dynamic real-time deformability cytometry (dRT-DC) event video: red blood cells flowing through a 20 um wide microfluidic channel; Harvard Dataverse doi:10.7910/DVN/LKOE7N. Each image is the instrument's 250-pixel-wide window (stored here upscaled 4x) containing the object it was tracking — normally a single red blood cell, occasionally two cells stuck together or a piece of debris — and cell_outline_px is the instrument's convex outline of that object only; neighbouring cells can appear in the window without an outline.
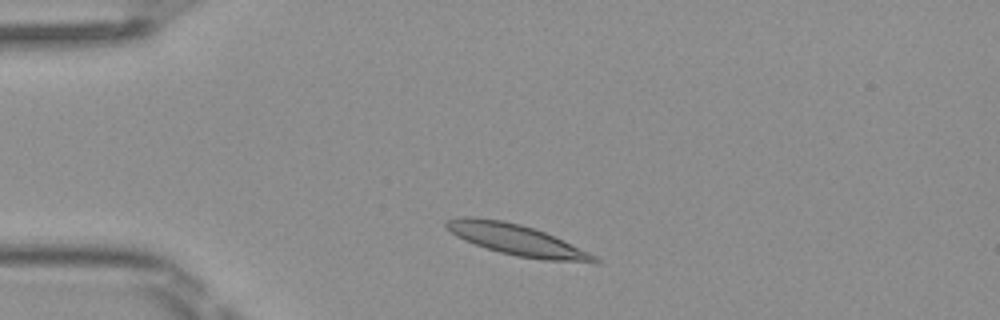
{"species": "Egyptian fruit bat (a non-hibernating species)", "species_latin": "Rousettus aegyptiacus", "temperature_condition": "room temperature", "stored_images_in_passage": 39, "camera_frame_rate_fps": 3000, "um_per_image_px": 0.085, "frame": {"image": 1, "passage_image": 1, "time_ms": 0.0, "image_size_px": [1000, 320], "cell_outline_px": [[600, 264], [596, 264], [544, 260], [516, 256], [500, 252], [464, 240], [456, 236], [444, 228], [444, 220], [460, 216], [472, 216], [504, 220], [520, 224], [544, 232], [588, 252], [596, 256], [600, 260]], "centroid_in_image_um": [43.89, 20.39], "position_along_channel_um": 41.1, "area_um2": 26.88}}
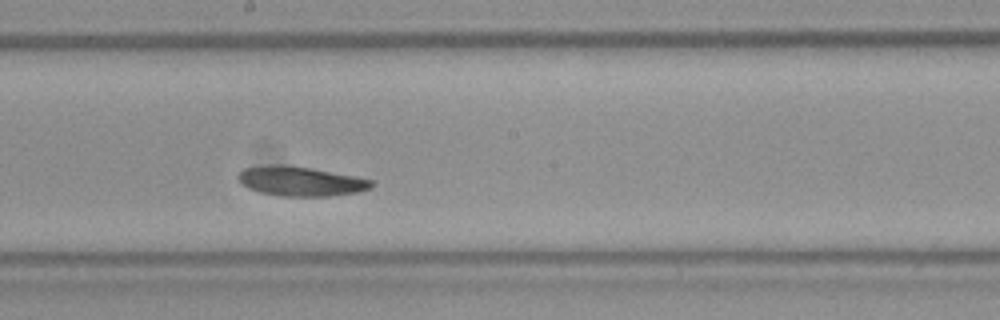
{"frame": {"image": 2, "passage_image": 17, "time_ms": 5.333, "image_size_px": [1000, 320], "cell_outline_px": [[376, 184], [372, 188], [360, 192], [328, 196], [280, 196], [260, 192], [248, 188], [236, 176], [244, 168], [268, 164], [272, 164], [312, 168], [376, 180]], "centroid_in_image_um": [25.62, 15.41], "position_along_channel_um": 222.6, "area_um2": 23.06}}
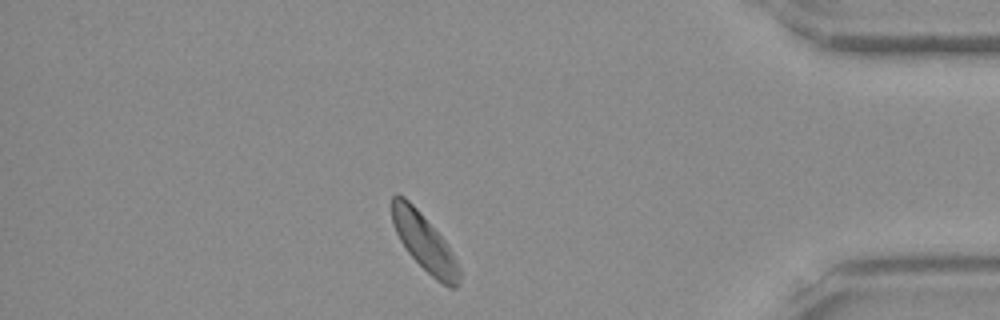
{"frame": {"image": 3, "passage_image": 33, "time_ms": 10.667, "image_size_px": [1000, 320], "cell_outline_px": [[460, 280], [456, 288], [448, 288], [436, 280], [408, 252], [400, 240], [392, 224], [392, 196], [396, 192], [404, 196], [420, 212], [448, 244], [456, 260], [460, 272]], "centroid_in_image_um": [36.07, 20.6], "position_along_channel_um": 399.1, "area_um2": 22.14}, "authors_computed_cell_mechanics": {"area_um2": 23.3512, "velocity_mm_per_s": 3.9882, "shape_relaxation_time_tau1_ms": 3.5322, "shape_relaxation_time_tau2_ms": 4.2922, "deformation_change_tau1": 0.0984, "deformation_change_tau2": 0.1005}}